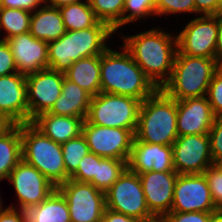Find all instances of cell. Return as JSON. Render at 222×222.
Here are the masks:
<instances>
[{
    "label": "cell",
    "mask_w": 222,
    "mask_h": 222,
    "mask_svg": "<svg viewBox=\"0 0 222 222\" xmlns=\"http://www.w3.org/2000/svg\"><path fill=\"white\" fill-rule=\"evenodd\" d=\"M123 47L152 83L161 89L170 79L177 53V37L162 29H151L123 37Z\"/></svg>",
    "instance_id": "obj_1"
},
{
    "label": "cell",
    "mask_w": 222,
    "mask_h": 222,
    "mask_svg": "<svg viewBox=\"0 0 222 222\" xmlns=\"http://www.w3.org/2000/svg\"><path fill=\"white\" fill-rule=\"evenodd\" d=\"M107 48L100 55L101 92L130 96L141 102L153 95L158 88L146 76L130 53Z\"/></svg>",
    "instance_id": "obj_2"
},
{
    "label": "cell",
    "mask_w": 222,
    "mask_h": 222,
    "mask_svg": "<svg viewBox=\"0 0 222 222\" xmlns=\"http://www.w3.org/2000/svg\"><path fill=\"white\" fill-rule=\"evenodd\" d=\"M114 32L101 21L87 29L66 31L59 39L48 43L49 68L65 73L81 58L101 55L108 48L105 43Z\"/></svg>",
    "instance_id": "obj_3"
},
{
    "label": "cell",
    "mask_w": 222,
    "mask_h": 222,
    "mask_svg": "<svg viewBox=\"0 0 222 222\" xmlns=\"http://www.w3.org/2000/svg\"><path fill=\"white\" fill-rule=\"evenodd\" d=\"M177 138V100L158 89L141 102L134 140L173 145Z\"/></svg>",
    "instance_id": "obj_4"
},
{
    "label": "cell",
    "mask_w": 222,
    "mask_h": 222,
    "mask_svg": "<svg viewBox=\"0 0 222 222\" xmlns=\"http://www.w3.org/2000/svg\"><path fill=\"white\" fill-rule=\"evenodd\" d=\"M220 66L217 59L188 56L177 50L171 77L161 89L177 101L206 96Z\"/></svg>",
    "instance_id": "obj_5"
},
{
    "label": "cell",
    "mask_w": 222,
    "mask_h": 222,
    "mask_svg": "<svg viewBox=\"0 0 222 222\" xmlns=\"http://www.w3.org/2000/svg\"><path fill=\"white\" fill-rule=\"evenodd\" d=\"M22 159L35 167L56 187L69 179L61 144L51 140L31 122L20 124Z\"/></svg>",
    "instance_id": "obj_6"
},
{
    "label": "cell",
    "mask_w": 222,
    "mask_h": 222,
    "mask_svg": "<svg viewBox=\"0 0 222 222\" xmlns=\"http://www.w3.org/2000/svg\"><path fill=\"white\" fill-rule=\"evenodd\" d=\"M140 105L130 96L100 92L91 98L86 120L97 126L136 129Z\"/></svg>",
    "instance_id": "obj_7"
},
{
    "label": "cell",
    "mask_w": 222,
    "mask_h": 222,
    "mask_svg": "<svg viewBox=\"0 0 222 222\" xmlns=\"http://www.w3.org/2000/svg\"><path fill=\"white\" fill-rule=\"evenodd\" d=\"M106 208L143 222H158L150 213L139 175L128 168L105 192Z\"/></svg>",
    "instance_id": "obj_8"
},
{
    "label": "cell",
    "mask_w": 222,
    "mask_h": 222,
    "mask_svg": "<svg viewBox=\"0 0 222 222\" xmlns=\"http://www.w3.org/2000/svg\"><path fill=\"white\" fill-rule=\"evenodd\" d=\"M57 189L65 197L71 222H101L106 209L105 193L87 182L68 179Z\"/></svg>",
    "instance_id": "obj_9"
},
{
    "label": "cell",
    "mask_w": 222,
    "mask_h": 222,
    "mask_svg": "<svg viewBox=\"0 0 222 222\" xmlns=\"http://www.w3.org/2000/svg\"><path fill=\"white\" fill-rule=\"evenodd\" d=\"M136 129H123L90 124L82 126L90 152L102 157L128 161Z\"/></svg>",
    "instance_id": "obj_10"
},
{
    "label": "cell",
    "mask_w": 222,
    "mask_h": 222,
    "mask_svg": "<svg viewBox=\"0 0 222 222\" xmlns=\"http://www.w3.org/2000/svg\"><path fill=\"white\" fill-rule=\"evenodd\" d=\"M218 16L201 15L188 22L177 36L181 54L216 59Z\"/></svg>",
    "instance_id": "obj_11"
},
{
    "label": "cell",
    "mask_w": 222,
    "mask_h": 222,
    "mask_svg": "<svg viewBox=\"0 0 222 222\" xmlns=\"http://www.w3.org/2000/svg\"><path fill=\"white\" fill-rule=\"evenodd\" d=\"M172 155L178 174H203L214 164L208 134L178 136L172 145Z\"/></svg>",
    "instance_id": "obj_12"
},
{
    "label": "cell",
    "mask_w": 222,
    "mask_h": 222,
    "mask_svg": "<svg viewBox=\"0 0 222 222\" xmlns=\"http://www.w3.org/2000/svg\"><path fill=\"white\" fill-rule=\"evenodd\" d=\"M217 210L204 174H178L170 212Z\"/></svg>",
    "instance_id": "obj_13"
},
{
    "label": "cell",
    "mask_w": 222,
    "mask_h": 222,
    "mask_svg": "<svg viewBox=\"0 0 222 222\" xmlns=\"http://www.w3.org/2000/svg\"><path fill=\"white\" fill-rule=\"evenodd\" d=\"M11 182L18 197L19 207L27 211L44 201L57 187L35 167L23 159L10 172Z\"/></svg>",
    "instance_id": "obj_14"
},
{
    "label": "cell",
    "mask_w": 222,
    "mask_h": 222,
    "mask_svg": "<svg viewBox=\"0 0 222 222\" xmlns=\"http://www.w3.org/2000/svg\"><path fill=\"white\" fill-rule=\"evenodd\" d=\"M64 77V73L50 68L26 75L29 122L51 110L61 95Z\"/></svg>",
    "instance_id": "obj_15"
},
{
    "label": "cell",
    "mask_w": 222,
    "mask_h": 222,
    "mask_svg": "<svg viewBox=\"0 0 222 222\" xmlns=\"http://www.w3.org/2000/svg\"><path fill=\"white\" fill-rule=\"evenodd\" d=\"M150 213L159 221L171 211L176 171H148L138 174Z\"/></svg>",
    "instance_id": "obj_16"
},
{
    "label": "cell",
    "mask_w": 222,
    "mask_h": 222,
    "mask_svg": "<svg viewBox=\"0 0 222 222\" xmlns=\"http://www.w3.org/2000/svg\"><path fill=\"white\" fill-rule=\"evenodd\" d=\"M18 73L29 75L49 68L48 43L33 37L30 32L6 39Z\"/></svg>",
    "instance_id": "obj_17"
},
{
    "label": "cell",
    "mask_w": 222,
    "mask_h": 222,
    "mask_svg": "<svg viewBox=\"0 0 222 222\" xmlns=\"http://www.w3.org/2000/svg\"><path fill=\"white\" fill-rule=\"evenodd\" d=\"M0 113L16 124L29 122L26 75L15 72L0 77Z\"/></svg>",
    "instance_id": "obj_18"
},
{
    "label": "cell",
    "mask_w": 222,
    "mask_h": 222,
    "mask_svg": "<svg viewBox=\"0 0 222 222\" xmlns=\"http://www.w3.org/2000/svg\"><path fill=\"white\" fill-rule=\"evenodd\" d=\"M215 118L207 96L177 101L178 136L208 134Z\"/></svg>",
    "instance_id": "obj_19"
},
{
    "label": "cell",
    "mask_w": 222,
    "mask_h": 222,
    "mask_svg": "<svg viewBox=\"0 0 222 222\" xmlns=\"http://www.w3.org/2000/svg\"><path fill=\"white\" fill-rule=\"evenodd\" d=\"M127 167L137 174L148 171H175L172 145L151 144L134 140Z\"/></svg>",
    "instance_id": "obj_20"
},
{
    "label": "cell",
    "mask_w": 222,
    "mask_h": 222,
    "mask_svg": "<svg viewBox=\"0 0 222 222\" xmlns=\"http://www.w3.org/2000/svg\"><path fill=\"white\" fill-rule=\"evenodd\" d=\"M85 118L59 116L49 112L35 117L31 123L51 140L63 144L82 134Z\"/></svg>",
    "instance_id": "obj_21"
},
{
    "label": "cell",
    "mask_w": 222,
    "mask_h": 222,
    "mask_svg": "<svg viewBox=\"0 0 222 222\" xmlns=\"http://www.w3.org/2000/svg\"><path fill=\"white\" fill-rule=\"evenodd\" d=\"M91 98L87 91L64 77L61 95L49 113L86 119Z\"/></svg>",
    "instance_id": "obj_22"
},
{
    "label": "cell",
    "mask_w": 222,
    "mask_h": 222,
    "mask_svg": "<svg viewBox=\"0 0 222 222\" xmlns=\"http://www.w3.org/2000/svg\"><path fill=\"white\" fill-rule=\"evenodd\" d=\"M29 32L47 43L59 39L66 33L59 8L43 5L32 12Z\"/></svg>",
    "instance_id": "obj_23"
},
{
    "label": "cell",
    "mask_w": 222,
    "mask_h": 222,
    "mask_svg": "<svg viewBox=\"0 0 222 222\" xmlns=\"http://www.w3.org/2000/svg\"><path fill=\"white\" fill-rule=\"evenodd\" d=\"M64 75L94 97L101 92L100 55L84 57L73 62Z\"/></svg>",
    "instance_id": "obj_24"
},
{
    "label": "cell",
    "mask_w": 222,
    "mask_h": 222,
    "mask_svg": "<svg viewBox=\"0 0 222 222\" xmlns=\"http://www.w3.org/2000/svg\"><path fill=\"white\" fill-rule=\"evenodd\" d=\"M27 222H71L65 197L56 188L44 201L26 211Z\"/></svg>",
    "instance_id": "obj_25"
},
{
    "label": "cell",
    "mask_w": 222,
    "mask_h": 222,
    "mask_svg": "<svg viewBox=\"0 0 222 222\" xmlns=\"http://www.w3.org/2000/svg\"><path fill=\"white\" fill-rule=\"evenodd\" d=\"M22 160L20 124H16L0 138V181L8 179L10 172Z\"/></svg>",
    "instance_id": "obj_26"
},
{
    "label": "cell",
    "mask_w": 222,
    "mask_h": 222,
    "mask_svg": "<svg viewBox=\"0 0 222 222\" xmlns=\"http://www.w3.org/2000/svg\"><path fill=\"white\" fill-rule=\"evenodd\" d=\"M66 31H78L93 27L99 20L88 0L71 3L59 8Z\"/></svg>",
    "instance_id": "obj_27"
},
{
    "label": "cell",
    "mask_w": 222,
    "mask_h": 222,
    "mask_svg": "<svg viewBox=\"0 0 222 222\" xmlns=\"http://www.w3.org/2000/svg\"><path fill=\"white\" fill-rule=\"evenodd\" d=\"M127 162L113 158H102L97 162L96 175L89 183L105 193L128 168Z\"/></svg>",
    "instance_id": "obj_28"
},
{
    "label": "cell",
    "mask_w": 222,
    "mask_h": 222,
    "mask_svg": "<svg viewBox=\"0 0 222 222\" xmlns=\"http://www.w3.org/2000/svg\"><path fill=\"white\" fill-rule=\"evenodd\" d=\"M32 12L24 9L0 8V31L5 30V37L1 40L27 33L30 30Z\"/></svg>",
    "instance_id": "obj_29"
},
{
    "label": "cell",
    "mask_w": 222,
    "mask_h": 222,
    "mask_svg": "<svg viewBox=\"0 0 222 222\" xmlns=\"http://www.w3.org/2000/svg\"><path fill=\"white\" fill-rule=\"evenodd\" d=\"M96 18L108 24L115 32L122 27L125 0H88Z\"/></svg>",
    "instance_id": "obj_30"
},
{
    "label": "cell",
    "mask_w": 222,
    "mask_h": 222,
    "mask_svg": "<svg viewBox=\"0 0 222 222\" xmlns=\"http://www.w3.org/2000/svg\"><path fill=\"white\" fill-rule=\"evenodd\" d=\"M66 175L70 177L78 168L79 162L90 150L85 137H78L61 144Z\"/></svg>",
    "instance_id": "obj_31"
},
{
    "label": "cell",
    "mask_w": 222,
    "mask_h": 222,
    "mask_svg": "<svg viewBox=\"0 0 222 222\" xmlns=\"http://www.w3.org/2000/svg\"><path fill=\"white\" fill-rule=\"evenodd\" d=\"M155 1L125 0L122 13V26L130 22H135L140 18L142 19V17L153 16L155 14Z\"/></svg>",
    "instance_id": "obj_32"
},
{
    "label": "cell",
    "mask_w": 222,
    "mask_h": 222,
    "mask_svg": "<svg viewBox=\"0 0 222 222\" xmlns=\"http://www.w3.org/2000/svg\"><path fill=\"white\" fill-rule=\"evenodd\" d=\"M196 13L194 0H156L155 15L179 14V13Z\"/></svg>",
    "instance_id": "obj_33"
},
{
    "label": "cell",
    "mask_w": 222,
    "mask_h": 222,
    "mask_svg": "<svg viewBox=\"0 0 222 222\" xmlns=\"http://www.w3.org/2000/svg\"><path fill=\"white\" fill-rule=\"evenodd\" d=\"M203 174L207 180L215 207L222 209V169L214 163Z\"/></svg>",
    "instance_id": "obj_34"
},
{
    "label": "cell",
    "mask_w": 222,
    "mask_h": 222,
    "mask_svg": "<svg viewBox=\"0 0 222 222\" xmlns=\"http://www.w3.org/2000/svg\"><path fill=\"white\" fill-rule=\"evenodd\" d=\"M101 159L102 157L89 152L79 162L77 170L69 177V179L89 183L96 175L97 162Z\"/></svg>",
    "instance_id": "obj_35"
},
{
    "label": "cell",
    "mask_w": 222,
    "mask_h": 222,
    "mask_svg": "<svg viewBox=\"0 0 222 222\" xmlns=\"http://www.w3.org/2000/svg\"><path fill=\"white\" fill-rule=\"evenodd\" d=\"M206 96L214 115L222 116V66L214 73Z\"/></svg>",
    "instance_id": "obj_36"
},
{
    "label": "cell",
    "mask_w": 222,
    "mask_h": 222,
    "mask_svg": "<svg viewBox=\"0 0 222 222\" xmlns=\"http://www.w3.org/2000/svg\"><path fill=\"white\" fill-rule=\"evenodd\" d=\"M210 151L213 162L222 158V116H217L209 133Z\"/></svg>",
    "instance_id": "obj_37"
},
{
    "label": "cell",
    "mask_w": 222,
    "mask_h": 222,
    "mask_svg": "<svg viewBox=\"0 0 222 222\" xmlns=\"http://www.w3.org/2000/svg\"><path fill=\"white\" fill-rule=\"evenodd\" d=\"M211 212H169L158 222H209Z\"/></svg>",
    "instance_id": "obj_38"
},
{
    "label": "cell",
    "mask_w": 222,
    "mask_h": 222,
    "mask_svg": "<svg viewBox=\"0 0 222 222\" xmlns=\"http://www.w3.org/2000/svg\"><path fill=\"white\" fill-rule=\"evenodd\" d=\"M17 71L11 49L6 40L0 39V77Z\"/></svg>",
    "instance_id": "obj_39"
},
{
    "label": "cell",
    "mask_w": 222,
    "mask_h": 222,
    "mask_svg": "<svg viewBox=\"0 0 222 222\" xmlns=\"http://www.w3.org/2000/svg\"><path fill=\"white\" fill-rule=\"evenodd\" d=\"M42 4L43 0H1V7L24 9L29 12L36 11L40 6H43Z\"/></svg>",
    "instance_id": "obj_40"
},
{
    "label": "cell",
    "mask_w": 222,
    "mask_h": 222,
    "mask_svg": "<svg viewBox=\"0 0 222 222\" xmlns=\"http://www.w3.org/2000/svg\"><path fill=\"white\" fill-rule=\"evenodd\" d=\"M0 222H27L26 211L17 209L10 205L9 207L0 210Z\"/></svg>",
    "instance_id": "obj_41"
},
{
    "label": "cell",
    "mask_w": 222,
    "mask_h": 222,
    "mask_svg": "<svg viewBox=\"0 0 222 222\" xmlns=\"http://www.w3.org/2000/svg\"><path fill=\"white\" fill-rule=\"evenodd\" d=\"M196 13L200 15H216L218 0H194Z\"/></svg>",
    "instance_id": "obj_42"
},
{
    "label": "cell",
    "mask_w": 222,
    "mask_h": 222,
    "mask_svg": "<svg viewBox=\"0 0 222 222\" xmlns=\"http://www.w3.org/2000/svg\"><path fill=\"white\" fill-rule=\"evenodd\" d=\"M101 222H143L133 217L105 209Z\"/></svg>",
    "instance_id": "obj_43"
},
{
    "label": "cell",
    "mask_w": 222,
    "mask_h": 222,
    "mask_svg": "<svg viewBox=\"0 0 222 222\" xmlns=\"http://www.w3.org/2000/svg\"><path fill=\"white\" fill-rule=\"evenodd\" d=\"M16 125L8 116L0 113V138L7 134Z\"/></svg>",
    "instance_id": "obj_44"
},
{
    "label": "cell",
    "mask_w": 222,
    "mask_h": 222,
    "mask_svg": "<svg viewBox=\"0 0 222 222\" xmlns=\"http://www.w3.org/2000/svg\"><path fill=\"white\" fill-rule=\"evenodd\" d=\"M216 59L222 66V17H218V35L216 43Z\"/></svg>",
    "instance_id": "obj_45"
},
{
    "label": "cell",
    "mask_w": 222,
    "mask_h": 222,
    "mask_svg": "<svg viewBox=\"0 0 222 222\" xmlns=\"http://www.w3.org/2000/svg\"><path fill=\"white\" fill-rule=\"evenodd\" d=\"M79 1L81 0H43V3L45 2L44 5L60 8L62 6L69 5L71 3H76Z\"/></svg>",
    "instance_id": "obj_46"
},
{
    "label": "cell",
    "mask_w": 222,
    "mask_h": 222,
    "mask_svg": "<svg viewBox=\"0 0 222 222\" xmlns=\"http://www.w3.org/2000/svg\"><path fill=\"white\" fill-rule=\"evenodd\" d=\"M209 222H222V209L211 212Z\"/></svg>",
    "instance_id": "obj_47"
},
{
    "label": "cell",
    "mask_w": 222,
    "mask_h": 222,
    "mask_svg": "<svg viewBox=\"0 0 222 222\" xmlns=\"http://www.w3.org/2000/svg\"><path fill=\"white\" fill-rule=\"evenodd\" d=\"M217 16L218 17H222V0H218Z\"/></svg>",
    "instance_id": "obj_48"
},
{
    "label": "cell",
    "mask_w": 222,
    "mask_h": 222,
    "mask_svg": "<svg viewBox=\"0 0 222 222\" xmlns=\"http://www.w3.org/2000/svg\"><path fill=\"white\" fill-rule=\"evenodd\" d=\"M215 164L218 165L222 169V158L218 160Z\"/></svg>",
    "instance_id": "obj_49"
},
{
    "label": "cell",
    "mask_w": 222,
    "mask_h": 222,
    "mask_svg": "<svg viewBox=\"0 0 222 222\" xmlns=\"http://www.w3.org/2000/svg\"><path fill=\"white\" fill-rule=\"evenodd\" d=\"M3 209H4V207L2 205L1 196H0V210H3Z\"/></svg>",
    "instance_id": "obj_50"
}]
</instances>
